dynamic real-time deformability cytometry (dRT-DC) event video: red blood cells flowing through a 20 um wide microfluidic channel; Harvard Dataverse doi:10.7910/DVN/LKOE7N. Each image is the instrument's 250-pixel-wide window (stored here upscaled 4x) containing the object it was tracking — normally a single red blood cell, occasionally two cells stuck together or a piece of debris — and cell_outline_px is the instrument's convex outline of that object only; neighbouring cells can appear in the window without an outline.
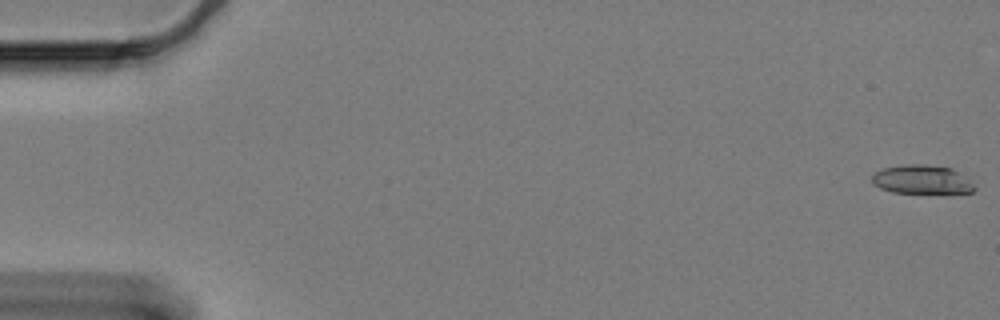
{"species": "Egyptian fruit bat (a non-hibernating species)", "species_latin": "Rousettus aegyptiacus", "temperature_condition": "cold", "stored_images_in_passage": 61, "camera_frame_rate_fps": 3000, "um_per_image_px": 0.085, "animal": {"sex": "female"}, "frame": {"image": 1, "passage_image": 1, "time_ms": 0.0, "image_size_px": [1000, 320], "cell_outline_px": [[976, 188], [972, 192], [892, 192], [880, 188], [872, 184], [872, 176], [880, 168], [908, 164], [924, 164], [952, 168], [960, 172]], "centroid_in_image_um": [78.31, 15.24], "position_along_channel_um": 6.7, "area_um2": 16.99}}
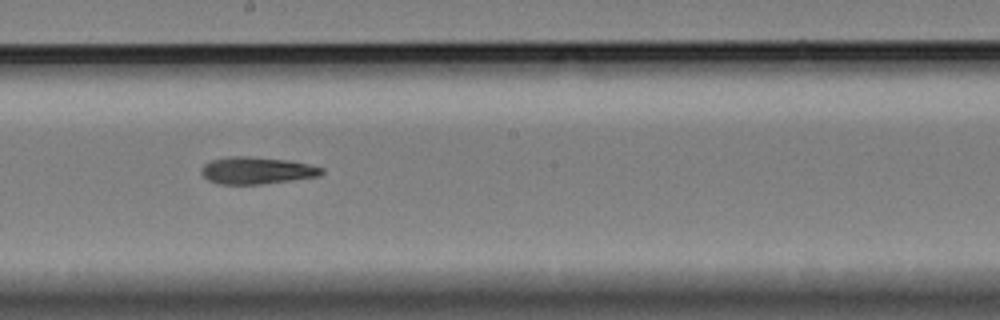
{"frame": {"image": 2, "passage_image": 34, "time_ms": 11.0, "image_size_px": [1000, 320], "cell_outline_px": [[324, 172], [320, 176], [292, 180], [260, 184], [216, 184], [208, 180], [200, 172], [200, 168], [204, 164], [212, 160], [228, 156], [248, 156], [288, 160], [324, 168]], "centroid_in_image_um": [21.79, 14.49], "position_along_channel_um": 226.4, "area_um2": 19.02}}
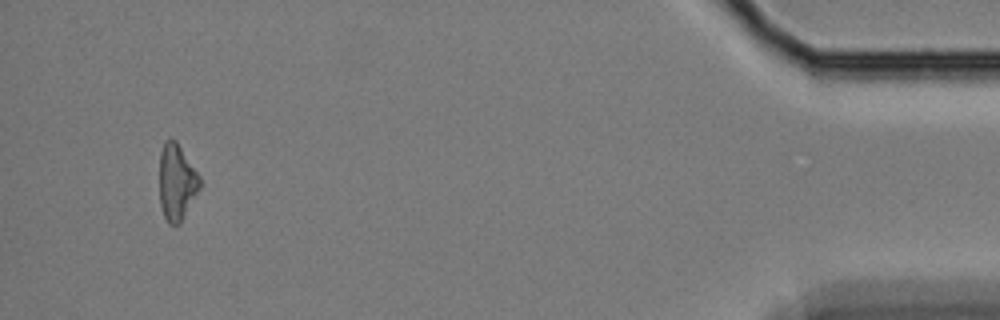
{"frame": {"image": 3, "passage_image": 58, "time_ms": 19.0, "image_size_px": [1000, 320], "cell_outline_px": [[200, 188], [180, 224], [168, 224], [164, 216], [160, 204], [160, 152], [164, 144], [168, 140], [176, 140], [200, 176]], "centroid_in_image_um": [15.02, 15.51], "position_along_channel_um": 420.2, "area_um2": 17.74}, "authors_computed_cell_mechanics": {"area_um2": 18.6116, "velocity_mm_per_s": 3.3135, "shape_relaxation_time_tau1_ms": null, "shape_relaxation_time_tau2_ms": 8.0249, "deformation_change_tau1": null, "deformation_change_tau2": 0.1995}}